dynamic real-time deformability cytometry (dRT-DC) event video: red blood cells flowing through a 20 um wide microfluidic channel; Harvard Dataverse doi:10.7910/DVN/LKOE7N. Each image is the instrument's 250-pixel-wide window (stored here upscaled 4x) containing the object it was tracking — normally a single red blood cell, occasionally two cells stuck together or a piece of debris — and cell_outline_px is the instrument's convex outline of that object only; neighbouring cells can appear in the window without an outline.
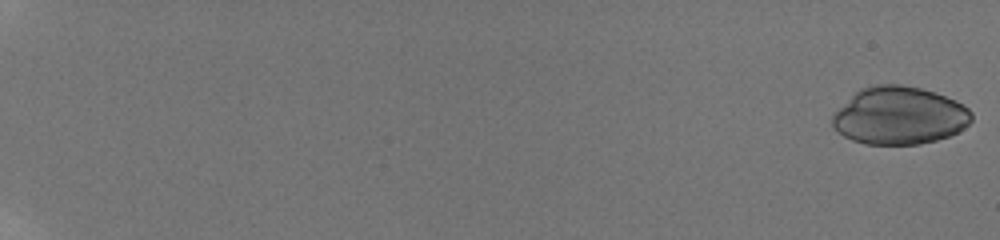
{"species": "human", "species_latin": "Homo sapiens", "temperature_condition": "room temperature", "stored_images_in_passage": 49, "camera_frame_rate_fps": 3000, "um_per_image_px": 0.085, "donor": {"sex": "male"}, "frame": {"image": 1, "passage_image": 1, "time_ms": 0.0, "image_size_px": [1000, 240], "cell_outline_px": [[972, 120], [964, 128], [948, 136], [936, 140], [920, 144], [864, 144], [852, 140], [844, 136], [832, 128], [832, 116], [860, 88], [876, 84], [904, 84], [920, 88], [956, 100], [964, 104], [972, 112]], "centroid_in_image_um": [76.45, 9.83], "position_along_channel_um": 8.5, "area_um2": 46.7}}
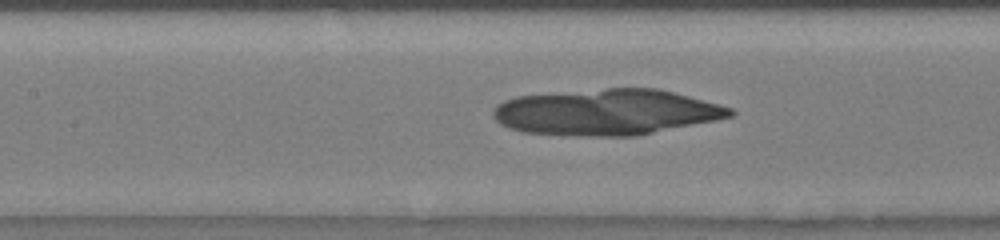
{"frame": {"image": 2, "passage_image": 26, "time_ms": 10.333, "image_size_px": [1000, 240], "cell_outline_px": [[736, 112], [732, 116], [716, 120], [636, 136], [576, 136], [524, 132], [508, 128], [500, 124], [492, 116], [492, 112], [496, 104], [504, 100], [516, 96], [608, 88], [656, 88], [720, 104], [732, 108]], "centroid_in_image_um": [51.53, 9.54], "position_along_channel_um": 155.9, "area_um2": 63.52}}
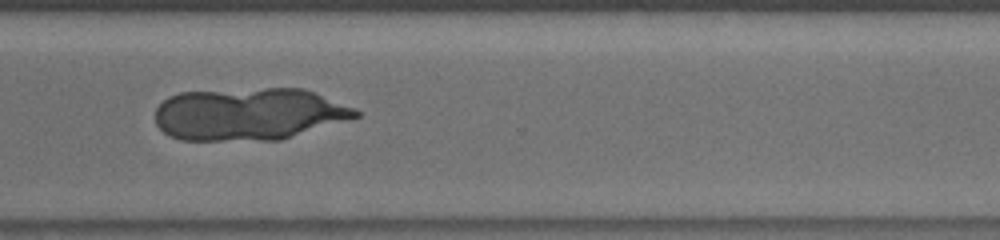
{"frame": {"image": 3, "passage_image": 39, "time_ms": 15.333, "image_size_px": [1000, 240], "cell_outline_px": [[360, 116], [280, 140], [180, 140], [168, 136], [156, 124], [156, 108], [168, 96], [180, 92], [268, 88], [304, 88], [352, 108], [360, 112]], "centroid_in_image_um": [21.1, 9.7], "position_along_channel_um": 349.5, "area_um2": 60.92}}